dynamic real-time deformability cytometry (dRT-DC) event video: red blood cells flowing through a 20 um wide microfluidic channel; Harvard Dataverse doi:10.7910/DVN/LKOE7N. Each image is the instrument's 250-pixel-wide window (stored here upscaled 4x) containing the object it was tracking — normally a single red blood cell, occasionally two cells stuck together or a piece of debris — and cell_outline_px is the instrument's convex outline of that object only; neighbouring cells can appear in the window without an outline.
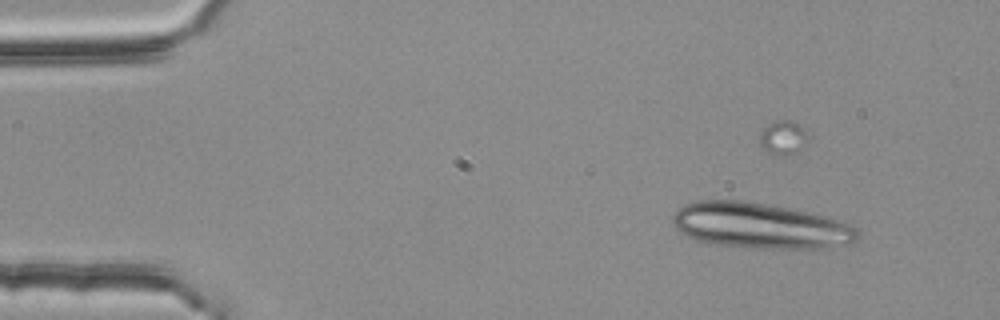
{"species": "common noctule bat (a hibernating species)", "species_latin": "Nyctalus noctula", "temperature_condition": "room temperature", "stored_images_in_passage": 4, "camera_frame_rate_fps": 3000, "um_per_image_px": 0.085, "animal": {"sex": "female", "body_mass_g": 25.1}, "frame": {"image": 1, "passage_image": 2, "time_ms": 0.333, "image_size_px": [1000, 320], "cell_outline_px": [[860, 236], [852, 244], [820, 248], [748, 248], [708, 244], [684, 236], [672, 224], [672, 216], [676, 208], [684, 204], [700, 200], [740, 200], [764, 204], [828, 216], [848, 224], [856, 228], [860, 232]], "centroid_in_image_um": [64.57, 19.2], "position_along_channel_um": 20.4, "area_um2": 49.59}}